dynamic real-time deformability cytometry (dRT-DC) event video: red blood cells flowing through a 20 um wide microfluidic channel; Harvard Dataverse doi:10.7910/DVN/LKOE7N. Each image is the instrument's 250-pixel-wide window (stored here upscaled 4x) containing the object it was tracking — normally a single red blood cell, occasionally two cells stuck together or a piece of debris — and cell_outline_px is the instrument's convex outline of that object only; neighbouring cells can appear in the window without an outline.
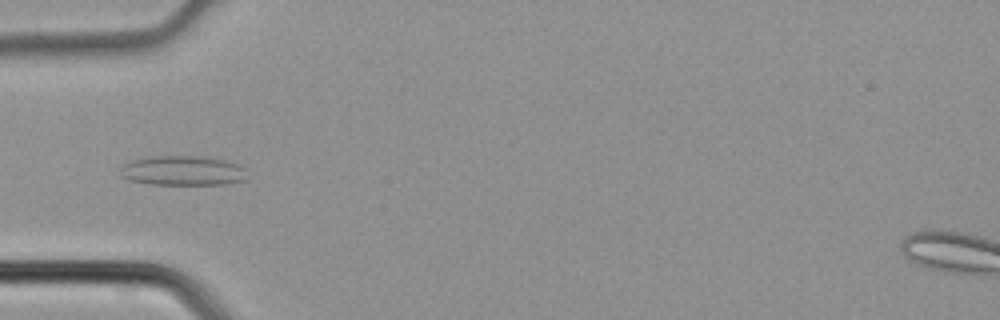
{"species": "common noctule bat (a hibernating species)", "species_latin": "Nyctalus noctula", "temperature_condition": "cold", "stored_images_in_passage": 4, "camera_frame_rate_fps": 3000, "um_per_image_px": 0.085, "animal": {"sex": "male", "body_mass_g": 21.5, "forearm_length_mm": 52.0}, "frame": {"image": 1, "passage_image": 3, "time_ms": 0.667, "image_size_px": [1000, 320], "cell_outline_px": [[248, 180], [232, 184], [152, 184], [128, 180], [120, 176], [120, 168], [124, 164], [132, 160], [148, 156], [204, 156], [224, 160], [236, 164], [244, 168]], "centroid_in_image_um": [15.54, 14.51], "position_along_channel_um": 69.5, "area_um2": 22.2}}